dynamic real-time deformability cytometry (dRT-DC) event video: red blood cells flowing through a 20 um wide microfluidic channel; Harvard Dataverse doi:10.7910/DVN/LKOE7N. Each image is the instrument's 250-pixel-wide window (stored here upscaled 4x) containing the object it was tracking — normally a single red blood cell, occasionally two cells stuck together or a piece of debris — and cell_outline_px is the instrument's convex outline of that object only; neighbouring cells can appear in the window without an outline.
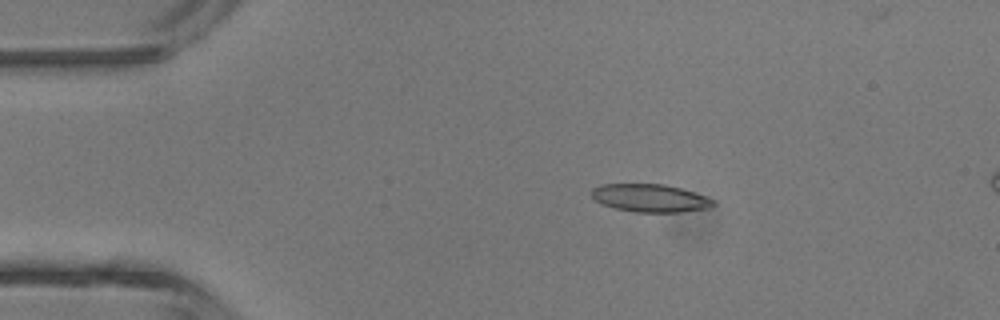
{"species": "common noctule bat (a hibernating species)", "species_latin": "Nyctalus noctula", "temperature_condition": "room temperature", "stored_images_in_passage": 4, "camera_frame_rate_fps": 3000, "um_per_image_px": 0.085, "animal": {"sex": "male", "body_mass_g": 13.3}, "frame": {"image": 1, "passage_image": 3, "time_ms": 2.333, "image_size_px": [1000, 320], "cell_outline_px": [[716, 204], [712, 208], [680, 212], [636, 212], [616, 208], [604, 204], [596, 200], [592, 196], [592, 188], [600, 184], [664, 184], [680, 188], [716, 200]], "centroid_in_image_um": [55.31, 16.84], "position_along_channel_um": 29.7, "area_um2": 19.71}}